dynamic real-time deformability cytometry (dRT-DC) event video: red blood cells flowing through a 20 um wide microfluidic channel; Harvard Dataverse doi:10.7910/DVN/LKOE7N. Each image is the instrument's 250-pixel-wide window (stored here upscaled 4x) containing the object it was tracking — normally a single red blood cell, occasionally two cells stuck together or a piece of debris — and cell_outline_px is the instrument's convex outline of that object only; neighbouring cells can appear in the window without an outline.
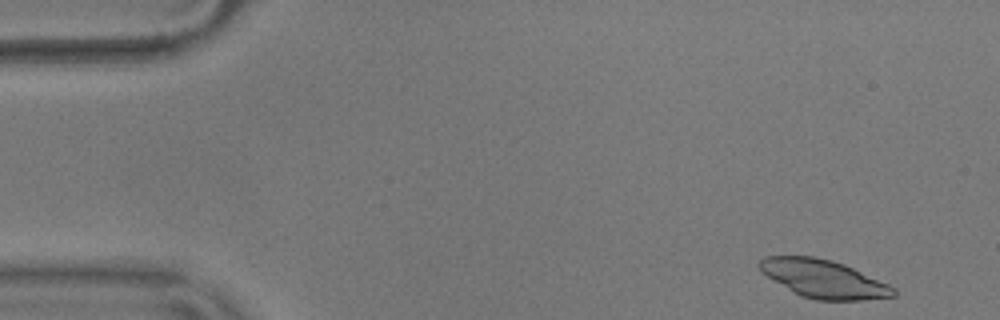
{"species": "common noctule bat (a hibernating species)", "species_latin": "Nyctalus noctula", "temperature_condition": "warm", "stored_images_in_passage": 53, "camera_frame_rate_fps": 3000, "um_per_image_px": 0.085, "animal": {"sex": "male", "body_mass_g": 17.9}, "frame": {"image": 1, "passage_image": 2, "time_ms": 0.333, "image_size_px": [1000, 320], "cell_outline_px": [[896, 296], [860, 300], [816, 300], [800, 296], [792, 292], [760, 272], [756, 264], [764, 256], [812, 256], [832, 260], [844, 264], [888, 284], [896, 288]], "centroid_in_image_um": [69.96, 23.7], "position_along_channel_um": 15.0, "area_um2": 29.82}}